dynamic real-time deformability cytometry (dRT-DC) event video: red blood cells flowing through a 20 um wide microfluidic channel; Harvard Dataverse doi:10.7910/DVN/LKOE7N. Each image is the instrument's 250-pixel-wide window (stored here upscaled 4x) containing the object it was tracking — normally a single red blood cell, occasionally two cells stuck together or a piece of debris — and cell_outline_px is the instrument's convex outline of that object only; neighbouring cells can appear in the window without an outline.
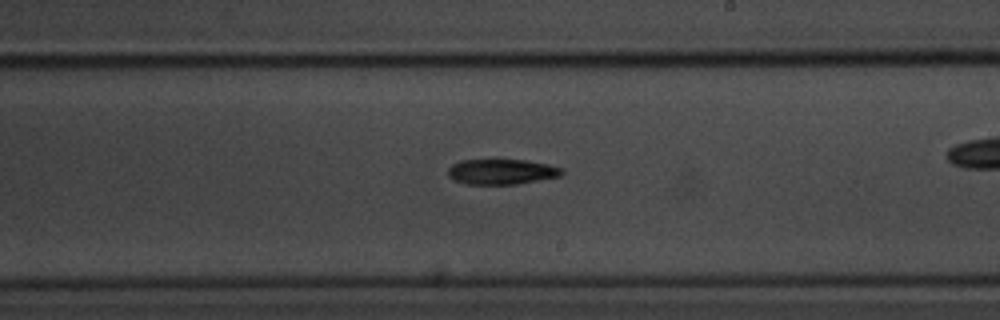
{"species": "common noctule bat (a hibernating species)", "species_latin": "Nyctalus noctula", "temperature_condition": "room temperature", "stored_images_in_passage": 22, "camera_frame_rate_fps": 3000, "um_per_image_px": 0.085, "animal": {"sex": "male", "body_mass_g": 20.1, "forearm_length_mm": 53.5}, "frame": {"image": 1, "passage_image": 13, "time_ms": 4.0, "image_size_px": [1000, 320], "cell_outline_px": [[564, 172], [560, 176], [516, 184], [464, 184], [448, 176], [448, 168], [452, 164], [460, 160], [528, 160], [548, 164], [564, 168]], "centroid_in_image_um": [42.65, 14.59], "position_along_channel_um": 246.4, "area_um2": 16.82}}